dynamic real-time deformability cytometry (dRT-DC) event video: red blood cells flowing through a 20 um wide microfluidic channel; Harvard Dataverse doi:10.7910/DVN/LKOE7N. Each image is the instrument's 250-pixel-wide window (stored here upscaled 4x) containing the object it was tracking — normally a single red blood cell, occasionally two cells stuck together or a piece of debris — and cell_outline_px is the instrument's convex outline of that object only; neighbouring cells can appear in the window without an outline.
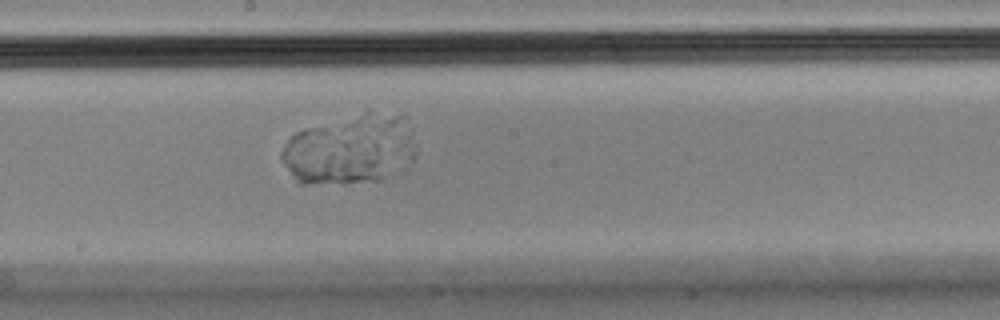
{"species": "Egyptian fruit bat (a non-hibernating species)", "species_latin": "Rousettus aegyptiacus", "temperature_condition": "cold", "stored_images_in_passage": 36, "camera_frame_rate_fps": 3000, "um_per_image_px": 0.085, "animal": {"sex": "male"}, "frame": {"image": 1, "passage_image": 18, "time_ms": 5.667, "image_size_px": [1000, 320], "cell_outline_px": [[384, 176], [380, 180], [344, 184], [300, 184], [296, 180], [280, 160], [280, 152], [288, 140], [296, 132], [308, 128], [356, 120], [376, 144]], "centroid_in_image_um": [28.26, 13.2], "position_along_channel_um": 219.9, "area_um2": 36.99}}